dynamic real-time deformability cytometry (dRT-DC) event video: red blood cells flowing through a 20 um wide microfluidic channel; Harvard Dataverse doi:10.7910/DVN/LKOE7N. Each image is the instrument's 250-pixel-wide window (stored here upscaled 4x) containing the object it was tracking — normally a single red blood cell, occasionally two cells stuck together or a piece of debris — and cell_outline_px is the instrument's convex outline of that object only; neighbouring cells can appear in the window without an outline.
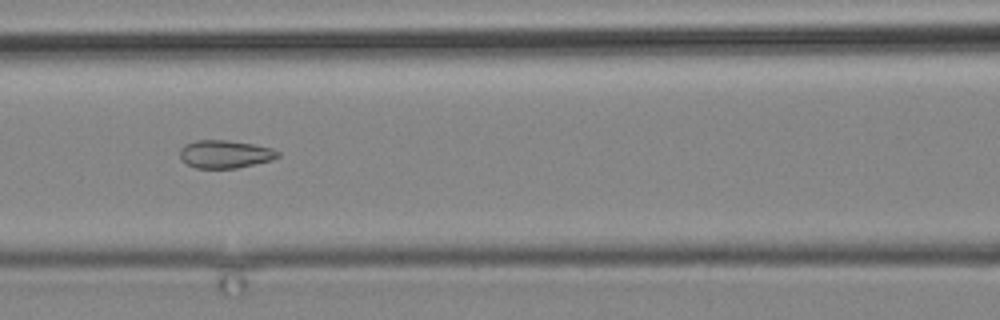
{"species": "common noctule bat (a hibernating species)", "species_latin": "Nyctalus noctula", "temperature_condition": "cold", "stored_images_in_passage": 10, "camera_frame_rate_fps": 3000, "um_per_image_px": 0.085, "animal": {"sex": "male", "body_mass_g": 19.2, "forearm_length_mm": 51.8}, "frame": {"image": 1, "passage_image": 6, "time_ms": 8.0, "image_size_px": [1000, 320], "cell_outline_px": [[280, 156], [272, 160], [236, 168], [196, 168], [188, 164], [180, 156], [180, 148], [184, 144], [196, 140], [224, 140], [252, 144], [272, 148], [280, 152]], "centroid_in_image_um": [19.14, 13.09], "position_along_channel_um": 147.5, "area_um2": 15.84}}
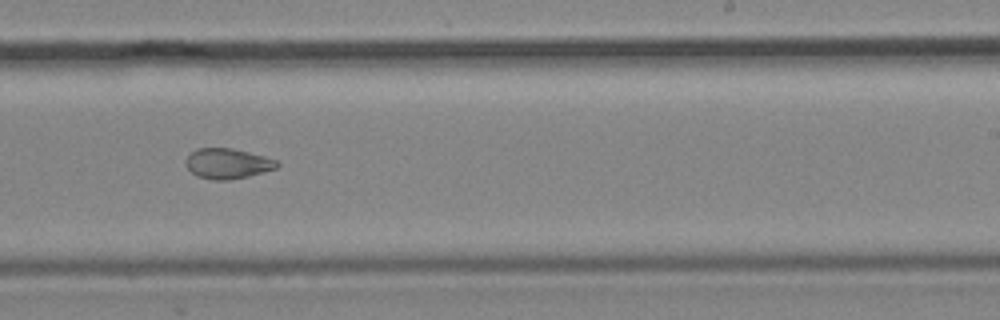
{"frame": {"image": 2, "passage_image": 9, "time_ms": 11.667, "image_size_px": [1000, 320], "cell_outline_px": [[280, 164], [276, 168], [264, 172], [248, 176], [228, 180], [212, 180], [196, 176], [184, 164], [184, 160], [196, 148], [232, 148], [264, 156], [276, 160]], "centroid_in_image_um": [19.32, 13.9], "position_along_channel_um": 269.7, "area_um2": 16.13}}
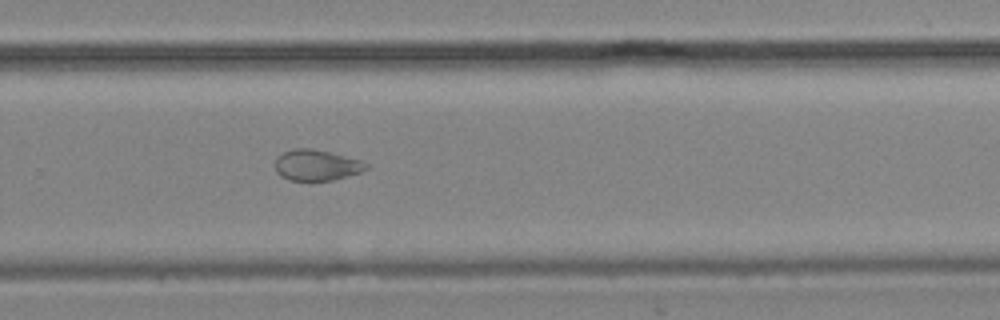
{"frame": {"image": 3, "passage_image": 10, "time_ms": 12.667, "image_size_px": [1000, 320], "cell_outline_px": [[368, 168], [360, 172], [332, 180], [288, 180], [280, 176], [276, 172], [276, 156], [292, 148], [312, 148], [364, 160], [368, 164]], "centroid_in_image_um": [26.91, 14.02], "position_along_channel_um": 302.9, "area_um2": 16.47}}